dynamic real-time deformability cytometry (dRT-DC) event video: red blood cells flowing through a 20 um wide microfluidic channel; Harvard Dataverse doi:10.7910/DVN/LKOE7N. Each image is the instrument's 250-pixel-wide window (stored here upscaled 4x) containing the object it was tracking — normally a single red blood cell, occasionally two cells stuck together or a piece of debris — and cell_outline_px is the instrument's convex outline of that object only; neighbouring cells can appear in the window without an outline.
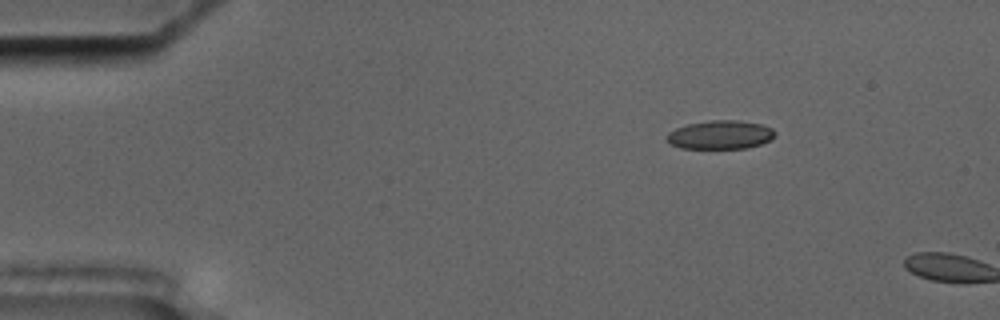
{"species": "common noctule bat (a hibernating species)", "species_latin": "Nyctalus noctula", "temperature_condition": "cold", "stored_images_in_passage": 2, "camera_frame_rate_fps": 3000, "um_per_image_px": 0.085, "animal": {"sex": "male", "body_mass_g": 17.5, "forearm_length_mm": 52.3}, "frame": {"image": 1, "passage_image": 1, "time_ms": 0.0, "image_size_px": [1000, 320], "cell_outline_px": [[776, 132], [772, 140], [748, 148], [680, 148], [664, 140], [664, 136], [668, 132], [676, 128], [688, 124], [712, 120], [736, 120], [760, 124], [772, 128]], "centroid_in_image_um": [61.21, 11.46], "position_along_channel_um": 23.8, "area_um2": 18.15}}